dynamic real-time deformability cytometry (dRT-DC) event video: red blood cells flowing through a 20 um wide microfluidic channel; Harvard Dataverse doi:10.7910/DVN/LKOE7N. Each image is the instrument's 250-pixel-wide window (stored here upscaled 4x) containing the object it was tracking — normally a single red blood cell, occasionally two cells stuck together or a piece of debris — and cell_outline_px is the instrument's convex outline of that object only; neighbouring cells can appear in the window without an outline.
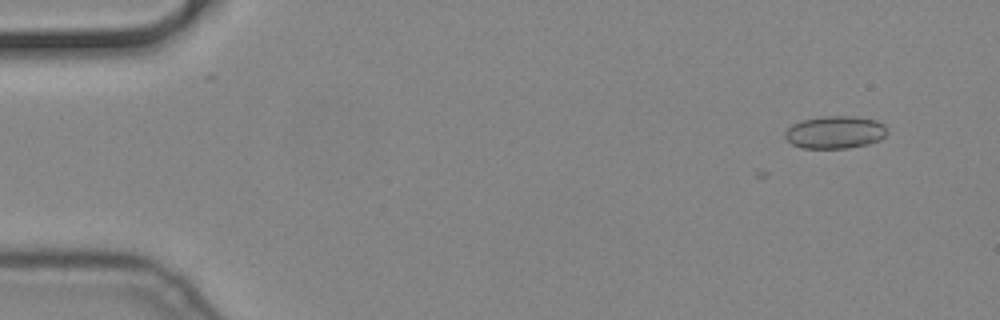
{"species": "common noctule bat (a hibernating species)", "species_latin": "Nyctalus noctula", "temperature_condition": "cold", "stored_images_in_passage": 8, "camera_frame_rate_fps": 3000, "um_per_image_px": 0.085, "animal": {"sex": "male", "body_mass_g": 19.2, "forearm_length_mm": 51.8}, "frame": {"image": 1, "passage_image": 1, "time_ms": 0.0, "image_size_px": [1000, 320], "cell_outline_px": [[888, 132], [880, 140], [868, 144], [848, 148], [800, 148], [792, 144], [784, 136], [784, 132], [792, 124], [800, 120], [824, 116], [856, 116], [876, 120], [884, 124]], "centroid_in_image_um": [70.98, 11.24], "position_along_channel_um": 14.0, "area_um2": 19.59}}